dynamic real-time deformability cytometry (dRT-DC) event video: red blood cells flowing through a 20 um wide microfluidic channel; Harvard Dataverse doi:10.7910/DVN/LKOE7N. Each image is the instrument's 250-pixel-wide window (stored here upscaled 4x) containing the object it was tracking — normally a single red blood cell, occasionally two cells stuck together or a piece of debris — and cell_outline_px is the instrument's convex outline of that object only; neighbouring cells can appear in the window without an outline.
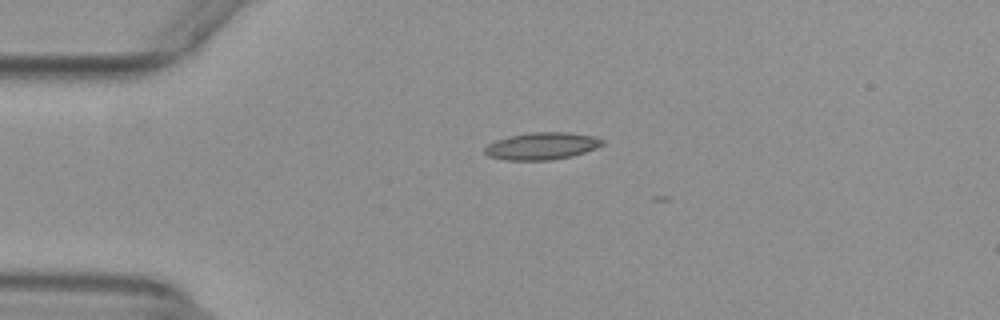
{"species": "common noctule bat (a hibernating species)", "species_latin": "Nyctalus noctula", "temperature_condition": "warm", "stored_images_in_passage": 16, "camera_frame_rate_fps": 3000, "um_per_image_px": 0.085, "animal": {"sex": "female", "body_mass_g": 29.2, "forearm_length_mm": 56.3}, "frame": {"image": 1, "passage_image": 13, "time_ms": 4.0, "image_size_px": [1000, 320], "cell_outline_px": [[604, 144], [596, 148], [572, 156], [552, 160], [504, 160], [488, 156], [484, 152], [484, 148], [488, 144], [496, 140], [508, 136], [532, 132], [568, 132], [592, 136], [604, 140]], "centroid_in_image_um": [46.04, 12.41], "position_along_channel_um": 39.0, "area_um2": 18.67}}